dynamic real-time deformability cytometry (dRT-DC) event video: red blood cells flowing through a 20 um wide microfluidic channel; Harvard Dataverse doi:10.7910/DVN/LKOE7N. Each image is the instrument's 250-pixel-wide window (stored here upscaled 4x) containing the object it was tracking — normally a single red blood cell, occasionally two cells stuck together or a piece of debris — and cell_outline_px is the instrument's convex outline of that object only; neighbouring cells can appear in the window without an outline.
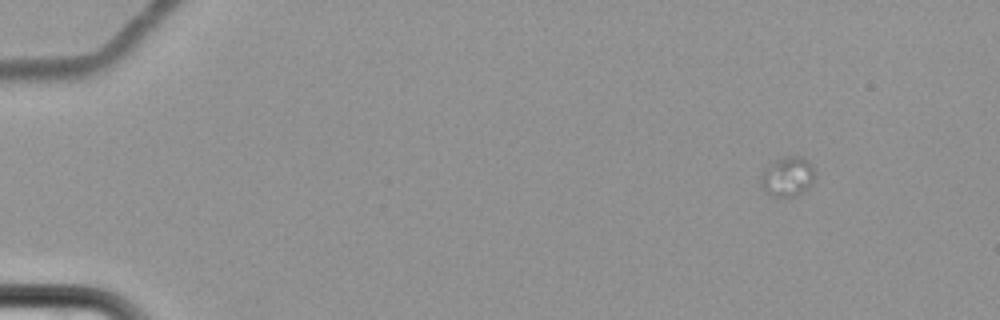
{"species": "common noctule bat (a hibernating species)", "species_latin": "Nyctalus noctula", "temperature_condition": "cold", "stored_images_in_passage": 6, "camera_frame_rate_fps": 3000, "um_per_image_px": 0.085, "animal": {"sex": "female", "body_mass_g": 22.7, "forearm_length_mm": 54.2}, "frame": {"image": 1, "passage_image": 1, "time_ms": 0.0, "image_size_px": [1000, 320], "cell_outline_px": [[816, 172], [812, 184], [804, 192], [796, 196], [772, 196], [764, 192], [760, 180], [760, 172], [764, 168], [776, 160], [784, 156], [800, 156], [808, 160]], "centroid_in_image_um": [66.94, 15.01], "position_along_channel_um": 18.1, "area_um2": 12.77}}